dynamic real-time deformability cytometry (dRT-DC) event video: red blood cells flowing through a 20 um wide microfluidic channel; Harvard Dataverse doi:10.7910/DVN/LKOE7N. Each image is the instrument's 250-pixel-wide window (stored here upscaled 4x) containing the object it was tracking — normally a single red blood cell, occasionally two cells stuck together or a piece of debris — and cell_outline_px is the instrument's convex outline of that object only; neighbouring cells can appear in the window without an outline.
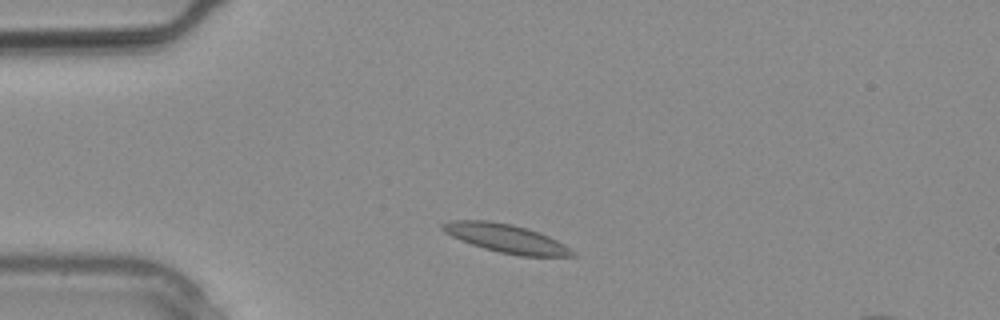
{"species": "common noctule bat (a hibernating species)", "species_latin": "Nyctalus noctula", "temperature_condition": "warm", "stored_images_in_passage": 1, "camera_frame_rate_fps": 3000, "um_per_image_px": 0.085, "animal": {"sex": "male", "body_mass_g": 20.4}, "frame": {"image": 1, "passage_image": 1, "time_ms": 0.0, "image_size_px": [1000, 320], "cell_outline_px": [[576, 256], [520, 256], [500, 252], [484, 248], [460, 240], [444, 232], [440, 228], [440, 224], [448, 220], [488, 220], [512, 224], [548, 236], [564, 244], [576, 252]], "centroid_in_image_um": [42.98, 20.25], "position_along_channel_um": 42.0, "area_um2": 21.44}}